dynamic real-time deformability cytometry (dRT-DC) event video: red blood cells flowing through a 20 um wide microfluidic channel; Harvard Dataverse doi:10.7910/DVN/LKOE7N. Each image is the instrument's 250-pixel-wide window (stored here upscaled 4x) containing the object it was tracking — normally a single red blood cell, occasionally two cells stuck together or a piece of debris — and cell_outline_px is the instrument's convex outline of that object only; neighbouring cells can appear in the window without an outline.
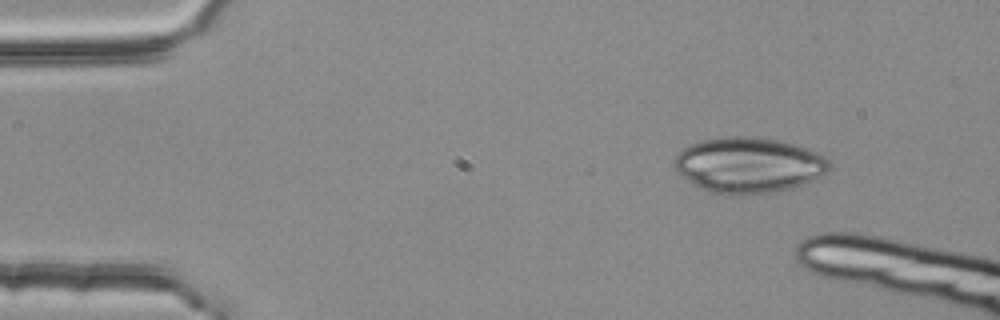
{"species": "common noctule bat (a hibernating species)", "species_latin": "Nyctalus noctula", "temperature_condition": "room temperature", "stored_images_in_passage": 3, "camera_frame_rate_fps": 3000, "um_per_image_px": 0.085, "animal": {"sex": "female", "body_mass_g": 25.1}, "frame": {"image": 1, "passage_image": 1, "time_ms": 0.0, "image_size_px": [1000, 320], "cell_outline_px": [[832, 168], [828, 172], [804, 184], [772, 192], [740, 196], [724, 196], [708, 192], [700, 188], [676, 172], [672, 168], [672, 160], [684, 148], [700, 140], [724, 136], [756, 136], [776, 140], [808, 148], [820, 152], [832, 164]], "centroid_in_image_um": [63.61, 14.04], "position_along_channel_um": 21.4, "area_um2": 50.98}}